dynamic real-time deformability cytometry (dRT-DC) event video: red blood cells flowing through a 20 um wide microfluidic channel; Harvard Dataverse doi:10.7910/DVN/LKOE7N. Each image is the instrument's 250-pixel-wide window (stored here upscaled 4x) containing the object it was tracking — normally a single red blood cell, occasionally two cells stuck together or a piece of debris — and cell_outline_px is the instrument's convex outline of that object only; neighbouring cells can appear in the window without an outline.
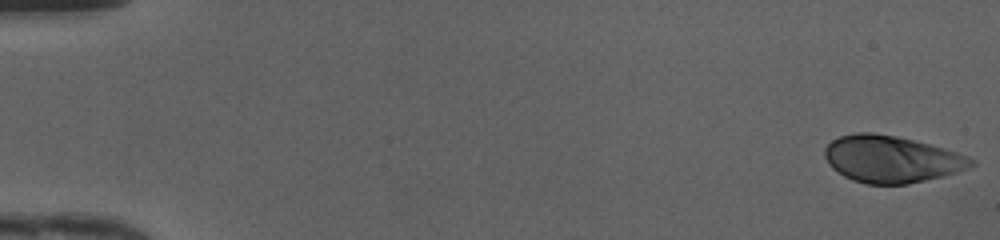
{"species": "human", "species_latin": "Homo sapiens", "temperature_condition": "cold", "stored_images_in_passage": 48, "camera_frame_rate_fps": 3000, "um_per_image_px": 0.085, "donor": {"sex": "female"}, "frame": {"image": 1, "passage_image": 1, "time_ms": 0.0, "image_size_px": [1000, 240], "cell_outline_px": [[976, 164], [968, 168], [944, 176], [908, 184], [868, 184], [852, 180], [844, 176], [832, 168], [828, 164], [824, 156], [824, 148], [832, 140], [840, 136], [856, 132], [872, 132], [896, 136], [944, 148], [968, 156], [976, 160]], "centroid_in_image_um": [75.76, 13.53], "position_along_channel_um": 9.2, "area_um2": 40.06}}
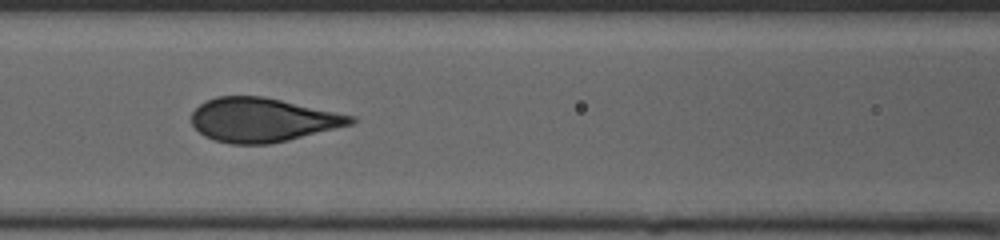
{"frame": {"image": 2, "passage_image": 22, "time_ms": 7.0, "image_size_px": [1000, 240], "cell_outline_px": [[356, 120], [352, 124], [288, 140], [268, 144], [228, 144], [204, 136], [192, 124], [192, 112], [200, 104], [216, 96], [264, 96], [356, 116]], "centroid_in_image_um": [22.32, 10.18], "position_along_channel_um": 144.3, "area_um2": 40.69}}
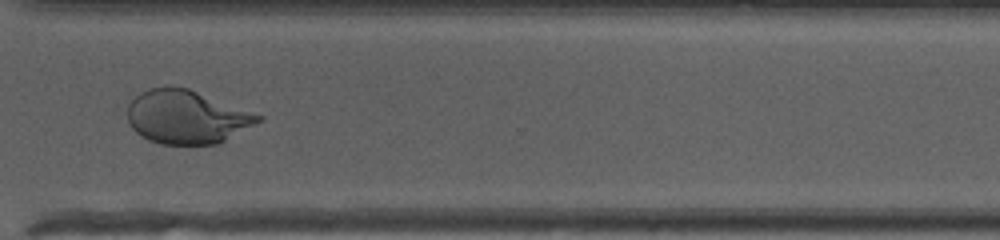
{"frame": {"image": 3, "passage_image": 37, "time_ms": 12.0, "image_size_px": [1000, 240], "cell_outline_px": [[264, 120], [220, 144], [160, 144], [148, 140], [140, 136], [132, 128], [128, 120], [128, 104], [140, 92], [148, 88], [188, 88], [264, 116]], "centroid_in_image_um": [15.9, 9.97], "position_along_channel_um": 354.7, "area_um2": 40.75}, "authors_computed_cell_mechanics": {"area_um2": 40.7201, "velocity_mm_per_s": 4.2054, "shape_relaxation_time_tau1_ms": 5.1917, "shape_relaxation_time_tau2_ms": null, "deformation_change_tau1": 0.198, "deformation_change_tau2": null}}